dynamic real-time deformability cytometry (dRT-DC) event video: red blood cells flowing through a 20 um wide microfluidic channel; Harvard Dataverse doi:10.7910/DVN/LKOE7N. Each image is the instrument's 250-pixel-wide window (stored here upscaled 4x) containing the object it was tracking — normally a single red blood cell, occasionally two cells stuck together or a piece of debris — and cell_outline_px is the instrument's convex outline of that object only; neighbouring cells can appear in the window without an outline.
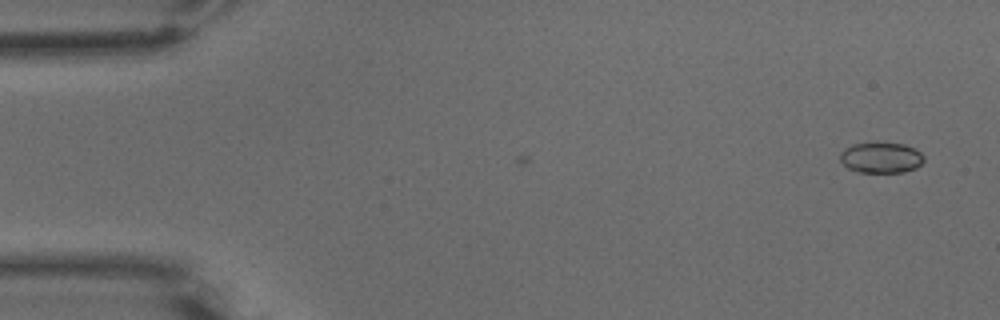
{"species": "common noctule bat (a hibernating species)", "species_latin": "Nyctalus noctula", "temperature_condition": "warm", "stored_images_in_passage": 9, "camera_frame_rate_fps": 3000, "um_per_image_px": 0.085, "animal": {"sex": "male", "body_mass_g": 15.6}, "frame": {"image": 1, "passage_image": 9, "time_ms": 2.667, "image_size_px": [1000, 320], "cell_outline_px": [[924, 160], [916, 168], [904, 172], [860, 172], [848, 168], [840, 160], [840, 152], [844, 148], [852, 144], [876, 140], [904, 144], [916, 148], [924, 156]], "centroid_in_image_um": [74.89, 13.35], "position_along_channel_um": 10.1, "area_um2": 15.55}}